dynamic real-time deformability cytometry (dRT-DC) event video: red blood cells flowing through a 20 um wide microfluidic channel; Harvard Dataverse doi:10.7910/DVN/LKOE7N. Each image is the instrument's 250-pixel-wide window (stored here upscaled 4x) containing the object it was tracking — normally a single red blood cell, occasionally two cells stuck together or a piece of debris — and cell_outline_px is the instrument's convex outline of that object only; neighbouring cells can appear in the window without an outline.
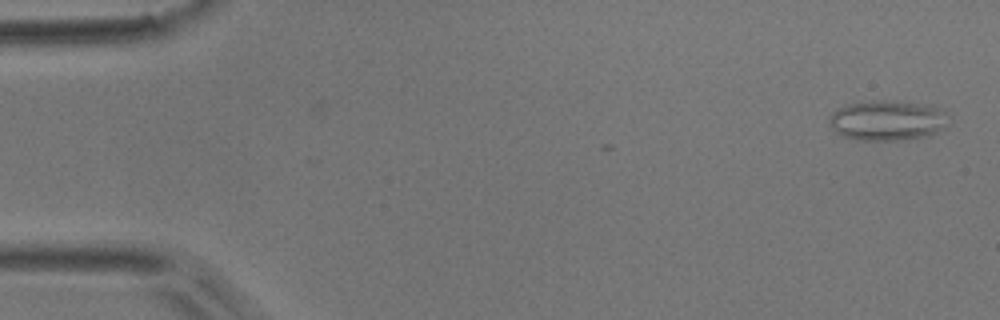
{"species": "common noctule bat (a hibernating species)", "species_latin": "Nyctalus noctula", "temperature_condition": "room temperature", "stored_images_in_passage": 4, "camera_frame_rate_fps": 3000, "um_per_image_px": 0.085, "animal": {"sex": "male", "body_mass_g": 17.9}, "frame": {"image": 1, "passage_image": 1, "time_ms": 0.0, "image_size_px": [1000, 320], "cell_outline_px": [[952, 116], [948, 124], [936, 132], [928, 136], [908, 140], [856, 140], [844, 136], [836, 132], [828, 124], [828, 116], [832, 112], [848, 104], [872, 100], [884, 100], [936, 104], [944, 108]], "centroid_in_image_um": [75.52, 10.22], "position_along_channel_um": 9.5, "area_um2": 28.9}}